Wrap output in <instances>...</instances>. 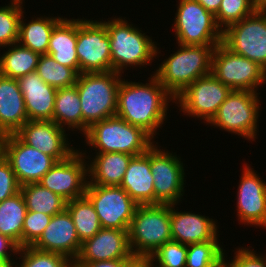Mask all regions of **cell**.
<instances>
[{
    "label": "cell",
    "mask_w": 266,
    "mask_h": 267,
    "mask_svg": "<svg viewBox=\"0 0 266 267\" xmlns=\"http://www.w3.org/2000/svg\"><path fill=\"white\" fill-rule=\"evenodd\" d=\"M24 18L25 16L22 13L19 21L17 43L40 55L47 54L49 40L54 26L63 17H47L44 15L43 17L40 16L35 19L33 18L28 23L23 20Z\"/></svg>",
    "instance_id": "cell-27"
},
{
    "label": "cell",
    "mask_w": 266,
    "mask_h": 267,
    "mask_svg": "<svg viewBox=\"0 0 266 267\" xmlns=\"http://www.w3.org/2000/svg\"><path fill=\"white\" fill-rule=\"evenodd\" d=\"M120 186L138 205L154 204V178L150 170V149L131 158Z\"/></svg>",
    "instance_id": "cell-24"
},
{
    "label": "cell",
    "mask_w": 266,
    "mask_h": 267,
    "mask_svg": "<svg viewBox=\"0 0 266 267\" xmlns=\"http://www.w3.org/2000/svg\"><path fill=\"white\" fill-rule=\"evenodd\" d=\"M179 49L157 67L158 81L175 98L196 79L211 73L216 46L180 45Z\"/></svg>",
    "instance_id": "cell-3"
},
{
    "label": "cell",
    "mask_w": 266,
    "mask_h": 267,
    "mask_svg": "<svg viewBox=\"0 0 266 267\" xmlns=\"http://www.w3.org/2000/svg\"><path fill=\"white\" fill-rule=\"evenodd\" d=\"M52 121L62 128L67 126L68 130L82 132L81 102L76 85L57 89Z\"/></svg>",
    "instance_id": "cell-28"
},
{
    "label": "cell",
    "mask_w": 266,
    "mask_h": 267,
    "mask_svg": "<svg viewBox=\"0 0 266 267\" xmlns=\"http://www.w3.org/2000/svg\"><path fill=\"white\" fill-rule=\"evenodd\" d=\"M52 216L45 213L27 211L22 229V247L32 246L48 226Z\"/></svg>",
    "instance_id": "cell-39"
},
{
    "label": "cell",
    "mask_w": 266,
    "mask_h": 267,
    "mask_svg": "<svg viewBox=\"0 0 266 267\" xmlns=\"http://www.w3.org/2000/svg\"><path fill=\"white\" fill-rule=\"evenodd\" d=\"M84 136L87 146L97 151L95 153L120 152L137 156L147 152L156 142L142 128L118 116L93 123Z\"/></svg>",
    "instance_id": "cell-5"
},
{
    "label": "cell",
    "mask_w": 266,
    "mask_h": 267,
    "mask_svg": "<svg viewBox=\"0 0 266 267\" xmlns=\"http://www.w3.org/2000/svg\"><path fill=\"white\" fill-rule=\"evenodd\" d=\"M25 144L57 161L67 159L76 149L69 145L65 128L52 120H28L15 133Z\"/></svg>",
    "instance_id": "cell-17"
},
{
    "label": "cell",
    "mask_w": 266,
    "mask_h": 267,
    "mask_svg": "<svg viewBox=\"0 0 266 267\" xmlns=\"http://www.w3.org/2000/svg\"><path fill=\"white\" fill-rule=\"evenodd\" d=\"M186 258L187 245L172 240L160 246L149 256L152 267L154 265L155 267H185Z\"/></svg>",
    "instance_id": "cell-38"
},
{
    "label": "cell",
    "mask_w": 266,
    "mask_h": 267,
    "mask_svg": "<svg viewBox=\"0 0 266 267\" xmlns=\"http://www.w3.org/2000/svg\"><path fill=\"white\" fill-rule=\"evenodd\" d=\"M133 256L149 257L172 240L170 205H138L128 231Z\"/></svg>",
    "instance_id": "cell-6"
},
{
    "label": "cell",
    "mask_w": 266,
    "mask_h": 267,
    "mask_svg": "<svg viewBox=\"0 0 266 267\" xmlns=\"http://www.w3.org/2000/svg\"><path fill=\"white\" fill-rule=\"evenodd\" d=\"M257 9L251 0H222L215 19L217 25L224 31L231 24L253 14Z\"/></svg>",
    "instance_id": "cell-37"
},
{
    "label": "cell",
    "mask_w": 266,
    "mask_h": 267,
    "mask_svg": "<svg viewBox=\"0 0 266 267\" xmlns=\"http://www.w3.org/2000/svg\"><path fill=\"white\" fill-rule=\"evenodd\" d=\"M3 140L4 137H0V157L3 155Z\"/></svg>",
    "instance_id": "cell-48"
},
{
    "label": "cell",
    "mask_w": 266,
    "mask_h": 267,
    "mask_svg": "<svg viewBox=\"0 0 266 267\" xmlns=\"http://www.w3.org/2000/svg\"><path fill=\"white\" fill-rule=\"evenodd\" d=\"M23 1L10 0L8 5L0 7V47L17 43L20 17L25 13Z\"/></svg>",
    "instance_id": "cell-35"
},
{
    "label": "cell",
    "mask_w": 266,
    "mask_h": 267,
    "mask_svg": "<svg viewBox=\"0 0 266 267\" xmlns=\"http://www.w3.org/2000/svg\"><path fill=\"white\" fill-rule=\"evenodd\" d=\"M121 267H150L149 257L132 256Z\"/></svg>",
    "instance_id": "cell-44"
},
{
    "label": "cell",
    "mask_w": 266,
    "mask_h": 267,
    "mask_svg": "<svg viewBox=\"0 0 266 267\" xmlns=\"http://www.w3.org/2000/svg\"><path fill=\"white\" fill-rule=\"evenodd\" d=\"M170 205V223L172 241L189 245L206 241H219L217 221L192 212L180 211Z\"/></svg>",
    "instance_id": "cell-21"
},
{
    "label": "cell",
    "mask_w": 266,
    "mask_h": 267,
    "mask_svg": "<svg viewBox=\"0 0 266 267\" xmlns=\"http://www.w3.org/2000/svg\"><path fill=\"white\" fill-rule=\"evenodd\" d=\"M109 46L107 28L101 21L77 19L79 74L112 71Z\"/></svg>",
    "instance_id": "cell-11"
},
{
    "label": "cell",
    "mask_w": 266,
    "mask_h": 267,
    "mask_svg": "<svg viewBox=\"0 0 266 267\" xmlns=\"http://www.w3.org/2000/svg\"><path fill=\"white\" fill-rule=\"evenodd\" d=\"M82 152L76 149L67 159L58 161L38 183L66 201L85 196L89 180L88 161L85 159L90 158L86 156V152Z\"/></svg>",
    "instance_id": "cell-15"
},
{
    "label": "cell",
    "mask_w": 266,
    "mask_h": 267,
    "mask_svg": "<svg viewBox=\"0 0 266 267\" xmlns=\"http://www.w3.org/2000/svg\"><path fill=\"white\" fill-rule=\"evenodd\" d=\"M18 249L19 246L13 240L0 234V258L5 260L11 267H14L15 264V259L12 258V255H16L18 253Z\"/></svg>",
    "instance_id": "cell-42"
},
{
    "label": "cell",
    "mask_w": 266,
    "mask_h": 267,
    "mask_svg": "<svg viewBox=\"0 0 266 267\" xmlns=\"http://www.w3.org/2000/svg\"><path fill=\"white\" fill-rule=\"evenodd\" d=\"M132 157L120 152L96 153L88 160L87 185L120 186Z\"/></svg>",
    "instance_id": "cell-25"
},
{
    "label": "cell",
    "mask_w": 266,
    "mask_h": 267,
    "mask_svg": "<svg viewBox=\"0 0 266 267\" xmlns=\"http://www.w3.org/2000/svg\"><path fill=\"white\" fill-rule=\"evenodd\" d=\"M149 83L125 81L122 78L117 92L116 116L146 131L152 138L167 119L168 103L175 98L154 74Z\"/></svg>",
    "instance_id": "cell-1"
},
{
    "label": "cell",
    "mask_w": 266,
    "mask_h": 267,
    "mask_svg": "<svg viewBox=\"0 0 266 267\" xmlns=\"http://www.w3.org/2000/svg\"><path fill=\"white\" fill-rule=\"evenodd\" d=\"M85 196L93 204L102 228L129 230L138 204L121 186L87 185Z\"/></svg>",
    "instance_id": "cell-12"
},
{
    "label": "cell",
    "mask_w": 266,
    "mask_h": 267,
    "mask_svg": "<svg viewBox=\"0 0 266 267\" xmlns=\"http://www.w3.org/2000/svg\"><path fill=\"white\" fill-rule=\"evenodd\" d=\"M28 121L17 79L0 75V133L15 134Z\"/></svg>",
    "instance_id": "cell-23"
},
{
    "label": "cell",
    "mask_w": 266,
    "mask_h": 267,
    "mask_svg": "<svg viewBox=\"0 0 266 267\" xmlns=\"http://www.w3.org/2000/svg\"><path fill=\"white\" fill-rule=\"evenodd\" d=\"M222 43L233 53L254 61L266 71V9L233 23L223 31Z\"/></svg>",
    "instance_id": "cell-10"
},
{
    "label": "cell",
    "mask_w": 266,
    "mask_h": 267,
    "mask_svg": "<svg viewBox=\"0 0 266 267\" xmlns=\"http://www.w3.org/2000/svg\"><path fill=\"white\" fill-rule=\"evenodd\" d=\"M27 211L53 216L66 208V200L60 195L42 187L39 183H29L20 187Z\"/></svg>",
    "instance_id": "cell-31"
},
{
    "label": "cell",
    "mask_w": 266,
    "mask_h": 267,
    "mask_svg": "<svg viewBox=\"0 0 266 267\" xmlns=\"http://www.w3.org/2000/svg\"><path fill=\"white\" fill-rule=\"evenodd\" d=\"M8 47V50L0 55V75L18 79L36 71L40 54L18 43Z\"/></svg>",
    "instance_id": "cell-30"
},
{
    "label": "cell",
    "mask_w": 266,
    "mask_h": 267,
    "mask_svg": "<svg viewBox=\"0 0 266 267\" xmlns=\"http://www.w3.org/2000/svg\"><path fill=\"white\" fill-rule=\"evenodd\" d=\"M237 251L234 253L235 257L234 259H231V262H225L227 259H225L224 254V263L228 267H266V255H260L257 254L254 248L250 249L248 248H236ZM263 256V257H262Z\"/></svg>",
    "instance_id": "cell-41"
},
{
    "label": "cell",
    "mask_w": 266,
    "mask_h": 267,
    "mask_svg": "<svg viewBox=\"0 0 266 267\" xmlns=\"http://www.w3.org/2000/svg\"><path fill=\"white\" fill-rule=\"evenodd\" d=\"M77 19L62 18L53 29L47 54L63 66L73 68L79 74L76 53Z\"/></svg>",
    "instance_id": "cell-26"
},
{
    "label": "cell",
    "mask_w": 266,
    "mask_h": 267,
    "mask_svg": "<svg viewBox=\"0 0 266 267\" xmlns=\"http://www.w3.org/2000/svg\"><path fill=\"white\" fill-rule=\"evenodd\" d=\"M0 267H11L5 260L0 258Z\"/></svg>",
    "instance_id": "cell-47"
},
{
    "label": "cell",
    "mask_w": 266,
    "mask_h": 267,
    "mask_svg": "<svg viewBox=\"0 0 266 267\" xmlns=\"http://www.w3.org/2000/svg\"><path fill=\"white\" fill-rule=\"evenodd\" d=\"M127 260H105L82 263L79 267H121Z\"/></svg>",
    "instance_id": "cell-43"
},
{
    "label": "cell",
    "mask_w": 266,
    "mask_h": 267,
    "mask_svg": "<svg viewBox=\"0 0 266 267\" xmlns=\"http://www.w3.org/2000/svg\"><path fill=\"white\" fill-rule=\"evenodd\" d=\"M200 3L207 11L214 15L218 12L222 0H196Z\"/></svg>",
    "instance_id": "cell-45"
},
{
    "label": "cell",
    "mask_w": 266,
    "mask_h": 267,
    "mask_svg": "<svg viewBox=\"0 0 266 267\" xmlns=\"http://www.w3.org/2000/svg\"><path fill=\"white\" fill-rule=\"evenodd\" d=\"M219 267H228L224 262Z\"/></svg>",
    "instance_id": "cell-49"
},
{
    "label": "cell",
    "mask_w": 266,
    "mask_h": 267,
    "mask_svg": "<svg viewBox=\"0 0 266 267\" xmlns=\"http://www.w3.org/2000/svg\"><path fill=\"white\" fill-rule=\"evenodd\" d=\"M28 120H52L57 89L46 84L36 71L17 79Z\"/></svg>",
    "instance_id": "cell-22"
},
{
    "label": "cell",
    "mask_w": 266,
    "mask_h": 267,
    "mask_svg": "<svg viewBox=\"0 0 266 267\" xmlns=\"http://www.w3.org/2000/svg\"><path fill=\"white\" fill-rule=\"evenodd\" d=\"M211 74L231 90L257 92L266 84V71L250 59L233 53L223 43L212 54Z\"/></svg>",
    "instance_id": "cell-9"
},
{
    "label": "cell",
    "mask_w": 266,
    "mask_h": 267,
    "mask_svg": "<svg viewBox=\"0 0 266 267\" xmlns=\"http://www.w3.org/2000/svg\"><path fill=\"white\" fill-rule=\"evenodd\" d=\"M128 231L101 228L93 237L82 242L80 252L73 261V267L96 261L130 259L133 255L129 246Z\"/></svg>",
    "instance_id": "cell-19"
},
{
    "label": "cell",
    "mask_w": 266,
    "mask_h": 267,
    "mask_svg": "<svg viewBox=\"0 0 266 267\" xmlns=\"http://www.w3.org/2000/svg\"><path fill=\"white\" fill-rule=\"evenodd\" d=\"M81 244L72 217L65 208L52 216L48 226L32 247L45 252L60 253L74 261L80 252Z\"/></svg>",
    "instance_id": "cell-20"
},
{
    "label": "cell",
    "mask_w": 266,
    "mask_h": 267,
    "mask_svg": "<svg viewBox=\"0 0 266 267\" xmlns=\"http://www.w3.org/2000/svg\"><path fill=\"white\" fill-rule=\"evenodd\" d=\"M120 75L114 71L78 75L75 85L81 102L82 135L93 123L116 116Z\"/></svg>",
    "instance_id": "cell-4"
},
{
    "label": "cell",
    "mask_w": 266,
    "mask_h": 267,
    "mask_svg": "<svg viewBox=\"0 0 266 267\" xmlns=\"http://www.w3.org/2000/svg\"><path fill=\"white\" fill-rule=\"evenodd\" d=\"M258 9H266V0H251Z\"/></svg>",
    "instance_id": "cell-46"
},
{
    "label": "cell",
    "mask_w": 266,
    "mask_h": 267,
    "mask_svg": "<svg viewBox=\"0 0 266 267\" xmlns=\"http://www.w3.org/2000/svg\"><path fill=\"white\" fill-rule=\"evenodd\" d=\"M3 156L9 161L20 186L38 183L58 162L54 157L25 144L16 134L4 137Z\"/></svg>",
    "instance_id": "cell-16"
},
{
    "label": "cell",
    "mask_w": 266,
    "mask_h": 267,
    "mask_svg": "<svg viewBox=\"0 0 266 267\" xmlns=\"http://www.w3.org/2000/svg\"><path fill=\"white\" fill-rule=\"evenodd\" d=\"M237 191V217L244 225L266 229V182L245 163Z\"/></svg>",
    "instance_id": "cell-18"
},
{
    "label": "cell",
    "mask_w": 266,
    "mask_h": 267,
    "mask_svg": "<svg viewBox=\"0 0 266 267\" xmlns=\"http://www.w3.org/2000/svg\"><path fill=\"white\" fill-rule=\"evenodd\" d=\"M21 263L14 267H73V261L63 254L37 250L32 246L21 247L17 253Z\"/></svg>",
    "instance_id": "cell-36"
},
{
    "label": "cell",
    "mask_w": 266,
    "mask_h": 267,
    "mask_svg": "<svg viewBox=\"0 0 266 267\" xmlns=\"http://www.w3.org/2000/svg\"><path fill=\"white\" fill-rule=\"evenodd\" d=\"M156 142L150 148V170L154 178V204H178L184 195L185 171L176 153L161 150ZM159 148V149H158Z\"/></svg>",
    "instance_id": "cell-13"
},
{
    "label": "cell",
    "mask_w": 266,
    "mask_h": 267,
    "mask_svg": "<svg viewBox=\"0 0 266 267\" xmlns=\"http://www.w3.org/2000/svg\"><path fill=\"white\" fill-rule=\"evenodd\" d=\"M230 92L229 87L210 73L186 87L175 97L174 103L178 104L184 115L200 118L207 124Z\"/></svg>",
    "instance_id": "cell-14"
},
{
    "label": "cell",
    "mask_w": 266,
    "mask_h": 267,
    "mask_svg": "<svg viewBox=\"0 0 266 267\" xmlns=\"http://www.w3.org/2000/svg\"><path fill=\"white\" fill-rule=\"evenodd\" d=\"M173 29L180 45L217 46L222 43L223 31L215 15L196 0H179Z\"/></svg>",
    "instance_id": "cell-8"
},
{
    "label": "cell",
    "mask_w": 266,
    "mask_h": 267,
    "mask_svg": "<svg viewBox=\"0 0 266 267\" xmlns=\"http://www.w3.org/2000/svg\"><path fill=\"white\" fill-rule=\"evenodd\" d=\"M257 92L231 90L207 125L255 141L261 106Z\"/></svg>",
    "instance_id": "cell-7"
},
{
    "label": "cell",
    "mask_w": 266,
    "mask_h": 267,
    "mask_svg": "<svg viewBox=\"0 0 266 267\" xmlns=\"http://www.w3.org/2000/svg\"><path fill=\"white\" fill-rule=\"evenodd\" d=\"M66 209L72 217L81 242L93 237L102 228L95 208L86 196L67 201Z\"/></svg>",
    "instance_id": "cell-32"
},
{
    "label": "cell",
    "mask_w": 266,
    "mask_h": 267,
    "mask_svg": "<svg viewBox=\"0 0 266 267\" xmlns=\"http://www.w3.org/2000/svg\"><path fill=\"white\" fill-rule=\"evenodd\" d=\"M36 72L46 84L56 89L74 86L79 75L73 68L59 64L48 54L40 56Z\"/></svg>",
    "instance_id": "cell-33"
},
{
    "label": "cell",
    "mask_w": 266,
    "mask_h": 267,
    "mask_svg": "<svg viewBox=\"0 0 266 267\" xmlns=\"http://www.w3.org/2000/svg\"><path fill=\"white\" fill-rule=\"evenodd\" d=\"M20 184L9 161L0 157V202L20 192Z\"/></svg>",
    "instance_id": "cell-40"
},
{
    "label": "cell",
    "mask_w": 266,
    "mask_h": 267,
    "mask_svg": "<svg viewBox=\"0 0 266 267\" xmlns=\"http://www.w3.org/2000/svg\"><path fill=\"white\" fill-rule=\"evenodd\" d=\"M27 212L21 192L0 202V234L9 237L22 247V229Z\"/></svg>",
    "instance_id": "cell-29"
},
{
    "label": "cell",
    "mask_w": 266,
    "mask_h": 267,
    "mask_svg": "<svg viewBox=\"0 0 266 267\" xmlns=\"http://www.w3.org/2000/svg\"><path fill=\"white\" fill-rule=\"evenodd\" d=\"M101 22L106 26L110 40L112 71L121 74L127 67H145L151 65L154 57L157 59L158 44L125 18L114 17Z\"/></svg>",
    "instance_id": "cell-2"
},
{
    "label": "cell",
    "mask_w": 266,
    "mask_h": 267,
    "mask_svg": "<svg viewBox=\"0 0 266 267\" xmlns=\"http://www.w3.org/2000/svg\"><path fill=\"white\" fill-rule=\"evenodd\" d=\"M223 251L219 241L189 244L185 267H219L224 262Z\"/></svg>",
    "instance_id": "cell-34"
}]
</instances>
